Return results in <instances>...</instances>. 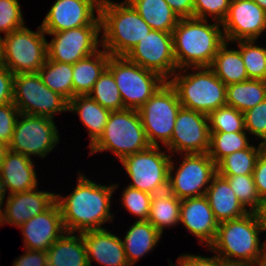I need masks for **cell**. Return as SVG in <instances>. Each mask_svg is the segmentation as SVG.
Wrapping results in <instances>:
<instances>
[{
	"label": "cell",
	"mask_w": 266,
	"mask_h": 266,
	"mask_svg": "<svg viewBox=\"0 0 266 266\" xmlns=\"http://www.w3.org/2000/svg\"><path fill=\"white\" fill-rule=\"evenodd\" d=\"M77 186L67 197L56 194L66 232L104 229L103 223L112 221L110 201L117 184H96L84 175L78 176Z\"/></svg>",
	"instance_id": "cell-1"
},
{
	"label": "cell",
	"mask_w": 266,
	"mask_h": 266,
	"mask_svg": "<svg viewBox=\"0 0 266 266\" xmlns=\"http://www.w3.org/2000/svg\"><path fill=\"white\" fill-rule=\"evenodd\" d=\"M262 231H266L262 214L249 212L219 223L209 248L227 263L266 265V243L260 246L258 235Z\"/></svg>",
	"instance_id": "cell-2"
},
{
	"label": "cell",
	"mask_w": 266,
	"mask_h": 266,
	"mask_svg": "<svg viewBox=\"0 0 266 266\" xmlns=\"http://www.w3.org/2000/svg\"><path fill=\"white\" fill-rule=\"evenodd\" d=\"M222 24H208L200 18H182L172 31L174 56L177 69L210 67L219 48L226 42Z\"/></svg>",
	"instance_id": "cell-3"
},
{
	"label": "cell",
	"mask_w": 266,
	"mask_h": 266,
	"mask_svg": "<svg viewBox=\"0 0 266 266\" xmlns=\"http://www.w3.org/2000/svg\"><path fill=\"white\" fill-rule=\"evenodd\" d=\"M99 17L104 30L100 43L112 56H126L152 30L127 0H101Z\"/></svg>",
	"instance_id": "cell-4"
},
{
	"label": "cell",
	"mask_w": 266,
	"mask_h": 266,
	"mask_svg": "<svg viewBox=\"0 0 266 266\" xmlns=\"http://www.w3.org/2000/svg\"><path fill=\"white\" fill-rule=\"evenodd\" d=\"M150 146L138 111L125 108L111 111L103 134L90 147V153L110 150L121 161Z\"/></svg>",
	"instance_id": "cell-5"
},
{
	"label": "cell",
	"mask_w": 266,
	"mask_h": 266,
	"mask_svg": "<svg viewBox=\"0 0 266 266\" xmlns=\"http://www.w3.org/2000/svg\"><path fill=\"white\" fill-rule=\"evenodd\" d=\"M198 72L172 75L168 80L177 92L183 108L209 115L226 105V85L210 67H193Z\"/></svg>",
	"instance_id": "cell-6"
},
{
	"label": "cell",
	"mask_w": 266,
	"mask_h": 266,
	"mask_svg": "<svg viewBox=\"0 0 266 266\" xmlns=\"http://www.w3.org/2000/svg\"><path fill=\"white\" fill-rule=\"evenodd\" d=\"M33 32L26 26L1 37L2 65L14 75L37 73L47 58V40L42 27Z\"/></svg>",
	"instance_id": "cell-7"
},
{
	"label": "cell",
	"mask_w": 266,
	"mask_h": 266,
	"mask_svg": "<svg viewBox=\"0 0 266 266\" xmlns=\"http://www.w3.org/2000/svg\"><path fill=\"white\" fill-rule=\"evenodd\" d=\"M107 68L112 72L124 108H141L166 80L126 56H110Z\"/></svg>",
	"instance_id": "cell-8"
},
{
	"label": "cell",
	"mask_w": 266,
	"mask_h": 266,
	"mask_svg": "<svg viewBox=\"0 0 266 266\" xmlns=\"http://www.w3.org/2000/svg\"><path fill=\"white\" fill-rule=\"evenodd\" d=\"M181 107L176 90L169 81H166L137 110L151 146H159L158 139L164 146L170 143L175 120Z\"/></svg>",
	"instance_id": "cell-9"
},
{
	"label": "cell",
	"mask_w": 266,
	"mask_h": 266,
	"mask_svg": "<svg viewBox=\"0 0 266 266\" xmlns=\"http://www.w3.org/2000/svg\"><path fill=\"white\" fill-rule=\"evenodd\" d=\"M160 149V146H150L120 161L132 180L130 187L151 195L168 190L171 156Z\"/></svg>",
	"instance_id": "cell-10"
},
{
	"label": "cell",
	"mask_w": 266,
	"mask_h": 266,
	"mask_svg": "<svg viewBox=\"0 0 266 266\" xmlns=\"http://www.w3.org/2000/svg\"><path fill=\"white\" fill-rule=\"evenodd\" d=\"M13 103L21 114L53 118L55 113L68 111V101L50 90L38 72L14 75Z\"/></svg>",
	"instance_id": "cell-11"
},
{
	"label": "cell",
	"mask_w": 266,
	"mask_h": 266,
	"mask_svg": "<svg viewBox=\"0 0 266 266\" xmlns=\"http://www.w3.org/2000/svg\"><path fill=\"white\" fill-rule=\"evenodd\" d=\"M12 139L10 151L45 157L59 143L58 130L53 118L29 114H19Z\"/></svg>",
	"instance_id": "cell-12"
},
{
	"label": "cell",
	"mask_w": 266,
	"mask_h": 266,
	"mask_svg": "<svg viewBox=\"0 0 266 266\" xmlns=\"http://www.w3.org/2000/svg\"><path fill=\"white\" fill-rule=\"evenodd\" d=\"M184 156L174 177V162H170L168 191L179 199L204 196L209 186L207 183H211L217 174L216 163L207 153H190Z\"/></svg>",
	"instance_id": "cell-13"
},
{
	"label": "cell",
	"mask_w": 266,
	"mask_h": 266,
	"mask_svg": "<svg viewBox=\"0 0 266 266\" xmlns=\"http://www.w3.org/2000/svg\"><path fill=\"white\" fill-rule=\"evenodd\" d=\"M126 57L139 66L158 73L166 81L178 70L172 33L151 30Z\"/></svg>",
	"instance_id": "cell-14"
},
{
	"label": "cell",
	"mask_w": 266,
	"mask_h": 266,
	"mask_svg": "<svg viewBox=\"0 0 266 266\" xmlns=\"http://www.w3.org/2000/svg\"><path fill=\"white\" fill-rule=\"evenodd\" d=\"M100 32L101 26H82L57 33H45L54 36L50 43L47 42V58L55 62L75 64L99 50Z\"/></svg>",
	"instance_id": "cell-15"
},
{
	"label": "cell",
	"mask_w": 266,
	"mask_h": 266,
	"mask_svg": "<svg viewBox=\"0 0 266 266\" xmlns=\"http://www.w3.org/2000/svg\"><path fill=\"white\" fill-rule=\"evenodd\" d=\"M210 128L208 115L181 107L167 145L171 152L208 153Z\"/></svg>",
	"instance_id": "cell-16"
},
{
	"label": "cell",
	"mask_w": 266,
	"mask_h": 266,
	"mask_svg": "<svg viewBox=\"0 0 266 266\" xmlns=\"http://www.w3.org/2000/svg\"><path fill=\"white\" fill-rule=\"evenodd\" d=\"M100 3L101 0H56L42 22V30L57 33L82 26H101Z\"/></svg>",
	"instance_id": "cell-17"
},
{
	"label": "cell",
	"mask_w": 266,
	"mask_h": 266,
	"mask_svg": "<svg viewBox=\"0 0 266 266\" xmlns=\"http://www.w3.org/2000/svg\"><path fill=\"white\" fill-rule=\"evenodd\" d=\"M222 24L225 40H256L266 29V12L253 0H231Z\"/></svg>",
	"instance_id": "cell-18"
},
{
	"label": "cell",
	"mask_w": 266,
	"mask_h": 266,
	"mask_svg": "<svg viewBox=\"0 0 266 266\" xmlns=\"http://www.w3.org/2000/svg\"><path fill=\"white\" fill-rule=\"evenodd\" d=\"M20 228L25 249L36 251H47L66 232L56 201L43 213L26 221Z\"/></svg>",
	"instance_id": "cell-19"
},
{
	"label": "cell",
	"mask_w": 266,
	"mask_h": 266,
	"mask_svg": "<svg viewBox=\"0 0 266 266\" xmlns=\"http://www.w3.org/2000/svg\"><path fill=\"white\" fill-rule=\"evenodd\" d=\"M36 189L8 194L4 211H0L1 225L6 222L20 228L26 221L43 213L55 202V193Z\"/></svg>",
	"instance_id": "cell-20"
},
{
	"label": "cell",
	"mask_w": 266,
	"mask_h": 266,
	"mask_svg": "<svg viewBox=\"0 0 266 266\" xmlns=\"http://www.w3.org/2000/svg\"><path fill=\"white\" fill-rule=\"evenodd\" d=\"M180 223L208 247L216 237L219 224L205 196L181 199Z\"/></svg>",
	"instance_id": "cell-21"
},
{
	"label": "cell",
	"mask_w": 266,
	"mask_h": 266,
	"mask_svg": "<svg viewBox=\"0 0 266 266\" xmlns=\"http://www.w3.org/2000/svg\"><path fill=\"white\" fill-rule=\"evenodd\" d=\"M87 252L89 266L91 261H97L102 266H130L122 239L106 229H96L81 232Z\"/></svg>",
	"instance_id": "cell-22"
},
{
	"label": "cell",
	"mask_w": 266,
	"mask_h": 266,
	"mask_svg": "<svg viewBox=\"0 0 266 266\" xmlns=\"http://www.w3.org/2000/svg\"><path fill=\"white\" fill-rule=\"evenodd\" d=\"M32 159L20 153L9 151L0 169L4 191L19 193L37 187V177Z\"/></svg>",
	"instance_id": "cell-23"
},
{
	"label": "cell",
	"mask_w": 266,
	"mask_h": 266,
	"mask_svg": "<svg viewBox=\"0 0 266 266\" xmlns=\"http://www.w3.org/2000/svg\"><path fill=\"white\" fill-rule=\"evenodd\" d=\"M204 196L218 223L237 219L249 213L238 200L228 181L218 174L213 177Z\"/></svg>",
	"instance_id": "cell-24"
},
{
	"label": "cell",
	"mask_w": 266,
	"mask_h": 266,
	"mask_svg": "<svg viewBox=\"0 0 266 266\" xmlns=\"http://www.w3.org/2000/svg\"><path fill=\"white\" fill-rule=\"evenodd\" d=\"M46 252L48 266H89L81 232H65Z\"/></svg>",
	"instance_id": "cell-25"
},
{
	"label": "cell",
	"mask_w": 266,
	"mask_h": 266,
	"mask_svg": "<svg viewBox=\"0 0 266 266\" xmlns=\"http://www.w3.org/2000/svg\"><path fill=\"white\" fill-rule=\"evenodd\" d=\"M110 56L105 49H99L73 64V97L89 95L93 85L107 68Z\"/></svg>",
	"instance_id": "cell-26"
},
{
	"label": "cell",
	"mask_w": 266,
	"mask_h": 266,
	"mask_svg": "<svg viewBox=\"0 0 266 266\" xmlns=\"http://www.w3.org/2000/svg\"><path fill=\"white\" fill-rule=\"evenodd\" d=\"M68 111L78 113L82 123L88 128L91 147L103 134L110 110L105 109L89 95L74 96L68 102Z\"/></svg>",
	"instance_id": "cell-27"
},
{
	"label": "cell",
	"mask_w": 266,
	"mask_h": 266,
	"mask_svg": "<svg viewBox=\"0 0 266 266\" xmlns=\"http://www.w3.org/2000/svg\"><path fill=\"white\" fill-rule=\"evenodd\" d=\"M161 235L148 220L134 222L122 241L129 265L133 266L139 258L152 251Z\"/></svg>",
	"instance_id": "cell-28"
},
{
	"label": "cell",
	"mask_w": 266,
	"mask_h": 266,
	"mask_svg": "<svg viewBox=\"0 0 266 266\" xmlns=\"http://www.w3.org/2000/svg\"><path fill=\"white\" fill-rule=\"evenodd\" d=\"M152 30L172 33L179 21L165 0H127Z\"/></svg>",
	"instance_id": "cell-29"
},
{
	"label": "cell",
	"mask_w": 266,
	"mask_h": 266,
	"mask_svg": "<svg viewBox=\"0 0 266 266\" xmlns=\"http://www.w3.org/2000/svg\"><path fill=\"white\" fill-rule=\"evenodd\" d=\"M266 99V81L249 79L226 87V105L242 113Z\"/></svg>",
	"instance_id": "cell-30"
},
{
	"label": "cell",
	"mask_w": 266,
	"mask_h": 266,
	"mask_svg": "<svg viewBox=\"0 0 266 266\" xmlns=\"http://www.w3.org/2000/svg\"><path fill=\"white\" fill-rule=\"evenodd\" d=\"M227 43L219 48L210 68L226 86L249 80L240 50L228 49Z\"/></svg>",
	"instance_id": "cell-31"
},
{
	"label": "cell",
	"mask_w": 266,
	"mask_h": 266,
	"mask_svg": "<svg viewBox=\"0 0 266 266\" xmlns=\"http://www.w3.org/2000/svg\"><path fill=\"white\" fill-rule=\"evenodd\" d=\"M181 199L168 190L153 194L148 221L162 234L164 227L180 222Z\"/></svg>",
	"instance_id": "cell-32"
},
{
	"label": "cell",
	"mask_w": 266,
	"mask_h": 266,
	"mask_svg": "<svg viewBox=\"0 0 266 266\" xmlns=\"http://www.w3.org/2000/svg\"><path fill=\"white\" fill-rule=\"evenodd\" d=\"M38 74L42 82L68 102L73 98V64L61 63L46 58Z\"/></svg>",
	"instance_id": "cell-33"
},
{
	"label": "cell",
	"mask_w": 266,
	"mask_h": 266,
	"mask_svg": "<svg viewBox=\"0 0 266 266\" xmlns=\"http://www.w3.org/2000/svg\"><path fill=\"white\" fill-rule=\"evenodd\" d=\"M266 145L260 142L258 149L253 145L233 152L221 159L217 164L218 175H248L253 174L256 162Z\"/></svg>",
	"instance_id": "cell-34"
},
{
	"label": "cell",
	"mask_w": 266,
	"mask_h": 266,
	"mask_svg": "<svg viewBox=\"0 0 266 266\" xmlns=\"http://www.w3.org/2000/svg\"><path fill=\"white\" fill-rule=\"evenodd\" d=\"M246 132H210L208 155L217 164L233 152L250 146Z\"/></svg>",
	"instance_id": "cell-35"
},
{
	"label": "cell",
	"mask_w": 266,
	"mask_h": 266,
	"mask_svg": "<svg viewBox=\"0 0 266 266\" xmlns=\"http://www.w3.org/2000/svg\"><path fill=\"white\" fill-rule=\"evenodd\" d=\"M220 176L224 177L228 181L231 189L246 210H248V206L249 212L262 214L265 203L262 201L257 192L252 174Z\"/></svg>",
	"instance_id": "cell-36"
},
{
	"label": "cell",
	"mask_w": 266,
	"mask_h": 266,
	"mask_svg": "<svg viewBox=\"0 0 266 266\" xmlns=\"http://www.w3.org/2000/svg\"><path fill=\"white\" fill-rule=\"evenodd\" d=\"M89 96L110 111L125 109L113 74L108 68L104 70L95 82Z\"/></svg>",
	"instance_id": "cell-37"
},
{
	"label": "cell",
	"mask_w": 266,
	"mask_h": 266,
	"mask_svg": "<svg viewBox=\"0 0 266 266\" xmlns=\"http://www.w3.org/2000/svg\"><path fill=\"white\" fill-rule=\"evenodd\" d=\"M256 40H240L237 42L246 73L249 79L266 81V47H258Z\"/></svg>",
	"instance_id": "cell-38"
},
{
	"label": "cell",
	"mask_w": 266,
	"mask_h": 266,
	"mask_svg": "<svg viewBox=\"0 0 266 266\" xmlns=\"http://www.w3.org/2000/svg\"><path fill=\"white\" fill-rule=\"evenodd\" d=\"M210 132H242L245 130L244 113L234 107L222 106L208 115Z\"/></svg>",
	"instance_id": "cell-39"
},
{
	"label": "cell",
	"mask_w": 266,
	"mask_h": 266,
	"mask_svg": "<svg viewBox=\"0 0 266 266\" xmlns=\"http://www.w3.org/2000/svg\"><path fill=\"white\" fill-rule=\"evenodd\" d=\"M122 194L124 207L137 216L138 221H147L153 195L130 186L126 187Z\"/></svg>",
	"instance_id": "cell-40"
},
{
	"label": "cell",
	"mask_w": 266,
	"mask_h": 266,
	"mask_svg": "<svg viewBox=\"0 0 266 266\" xmlns=\"http://www.w3.org/2000/svg\"><path fill=\"white\" fill-rule=\"evenodd\" d=\"M22 27L24 20L18 0H0V33L7 35Z\"/></svg>",
	"instance_id": "cell-41"
},
{
	"label": "cell",
	"mask_w": 266,
	"mask_h": 266,
	"mask_svg": "<svg viewBox=\"0 0 266 266\" xmlns=\"http://www.w3.org/2000/svg\"><path fill=\"white\" fill-rule=\"evenodd\" d=\"M231 0H194L193 17L207 19L211 15L215 21L222 23L228 14Z\"/></svg>",
	"instance_id": "cell-42"
},
{
	"label": "cell",
	"mask_w": 266,
	"mask_h": 266,
	"mask_svg": "<svg viewBox=\"0 0 266 266\" xmlns=\"http://www.w3.org/2000/svg\"><path fill=\"white\" fill-rule=\"evenodd\" d=\"M245 130L261 138L266 145V99L244 112Z\"/></svg>",
	"instance_id": "cell-43"
},
{
	"label": "cell",
	"mask_w": 266,
	"mask_h": 266,
	"mask_svg": "<svg viewBox=\"0 0 266 266\" xmlns=\"http://www.w3.org/2000/svg\"><path fill=\"white\" fill-rule=\"evenodd\" d=\"M19 109L13 102L0 106V141L9 145L19 117Z\"/></svg>",
	"instance_id": "cell-44"
},
{
	"label": "cell",
	"mask_w": 266,
	"mask_h": 266,
	"mask_svg": "<svg viewBox=\"0 0 266 266\" xmlns=\"http://www.w3.org/2000/svg\"><path fill=\"white\" fill-rule=\"evenodd\" d=\"M252 175L257 192L266 203V147L261 151Z\"/></svg>",
	"instance_id": "cell-45"
},
{
	"label": "cell",
	"mask_w": 266,
	"mask_h": 266,
	"mask_svg": "<svg viewBox=\"0 0 266 266\" xmlns=\"http://www.w3.org/2000/svg\"><path fill=\"white\" fill-rule=\"evenodd\" d=\"M170 264V266H224V261L217 255L209 258L200 255L183 254L178 258L176 265H173L172 262Z\"/></svg>",
	"instance_id": "cell-46"
},
{
	"label": "cell",
	"mask_w": 266,
	"mask_h": 266,
	"mask_svg": "<svg viewBox=\"0 0 266 266\" xmlns=\"http://www.w3.org/2000/svg\"><path fill=\"white\" fill-rule=\"evenodd\" d=\"M14 74L0 66V106L13 102Z\"/></svg>",
	"instance_id": "cell-47"
},
{
	"label": "cell",
	"mask_w": 266,
	"mask_h": 266,
	"mask_svg": "<svg viewBox=\"0 0 266 266\" xmlns=\"http://www.w3.org/2000/svg\"><path fill=\"white\" fill-rule=\"evenodd\" d=\"M25 254L14 261L13 266H48L47 252L25 250Z\"/></svg>",
	"instance_id": "cell-48"
},
{
	"label": "cell",
	"mask_w": 266,
	"mask_h": 266,
	"mask_svg": "<svg viewBox=\"0 0 266 266\" xmlns=\"http://www.w3.org/2000/svg\"><path fill=\"white\" fill-rule=\"evenodd\" d=\"M173 12L180 18L193 17L194 0H165Z\"/></svg>",
	"instance_id": "cell-49"
},
{
	"label": "cell",
	"mask_w": 266,
	"mask_h": 266,
	"mask_svg": "<svg viewBox=\"0 0 266 266\" xmlns=\"http://www.w3.org/2000/svg\"><path fill=\"white\" fill-rule=\"evenodd\" d=\"M9 151H10L9 145L0 141V169Z\"/></svg>",
	"instance_id": "cell-50"
},
{
	"label": "cell",
	"mask_w": 266,
	"mask_h": 266,
	"mask_svg": "<svg viewBox=\"0 0 266 266\" xmlns=\"http://www.w3.org/2000/svg\"><path fill=\"white\" fill-rule=\"evenodd\" d=\"M5 191H4V187H3V183H2V179H1V174H0V210H2V205L5 199Z\"/></svg>",
	"instance_id": "cell-51"
},
{
	"label": "cell",
	"mask_w": 266,
	"mask_h": 266,
	"mask_svg": "<svg viewBox=\"0 0 266 266\" xmlns=\"http://www.w3.org/2000/svg\"><path fill=\"white\" fill-rule=\"evenodd\" d=\"M224 266H255V264H250V263H227V262H224ZM257 266H263V265H257Z\"/></svg>",
	"instance_id": "cell-52"
},
{
	"label": "cell",
	"mask_w": 266,
	"mask_h": 266,
	"mask_svg": "<svg viewBox=\"0 0 266 266\" xmlns=\"http://www.w3.org/2000/svg\"><path fill=\"white\" fill-rule=\"evenodd\" d=\"M266 12V0H253Z\"/></svg>",
	"instance_id": "cell-53"
},
{
	"label": "cell",
	"mask_w": 266,
	"mask_h": 266,
	"mask_svg": "<svg viewBox=\"0 0 266 266\" xmlns=\"http://www.w3.org/2000/svg\"><path fill=\"white\" fill-rule=\"evenodd\" d=\"M262 216L264 219V225H265V229H266V203H265L264 209L262 211Z\"/></svg>",
	"instance_id": "cell-54"
},
{
	"label": "cell",
	"mask_w": 266,
	"mask_h": 266,
	"mask_svg": "<svg viewBox=\"0 0 266 266\" xmlns=\"http://www.w3.org/2000/svg\"><path fill=\"white\" fill-rule=\"evenodd\" d=\"M2 65L1 37H0V66Z\"/></svg>",
	"instance_id": "cell-55"
}]
</instances>
